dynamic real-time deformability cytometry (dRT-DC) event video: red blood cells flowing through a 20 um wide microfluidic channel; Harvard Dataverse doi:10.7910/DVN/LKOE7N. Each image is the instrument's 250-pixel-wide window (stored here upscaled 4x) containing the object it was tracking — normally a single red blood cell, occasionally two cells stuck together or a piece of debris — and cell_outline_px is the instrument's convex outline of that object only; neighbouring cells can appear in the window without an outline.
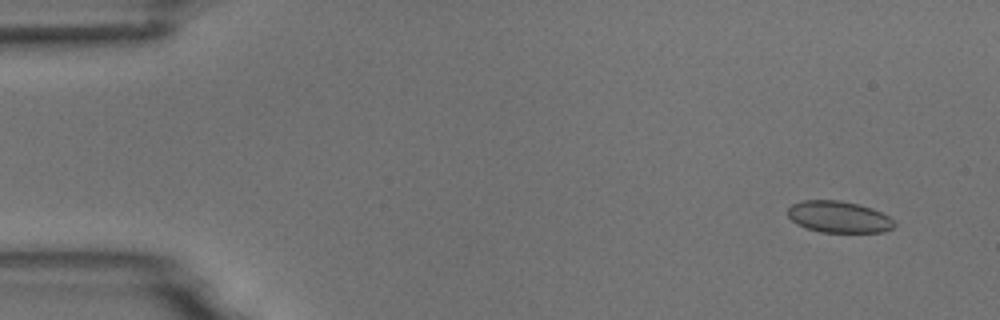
{"species": "common noctule bat (a hibernating species)", "species_latin": "Nyctalus noctula", "temperature_condition": "room temperature", "stored_images_in_passage": 9, "camera_frame_rate_fps": 3000, "um_per_image_px": 0.085, "animal": {"sex": "male", "body_mass_g": 18.8}, "frame": {"image": 1, "passage_image": 1, "time_ms": 0.0, "image_size_px": [1000, 320], "cell_outline_px": [[896, 224], [892, 228], [884, 232], [820, 232], [796, 224], [788, 216], [788, 208], [792, 204], [804, 200], [840, 200], [872, 208], [888, 216]], "centroid_in_image_um": [71.28, 18.44], "position_along_channel_um": 13.7, "area_um2": 19.48}}
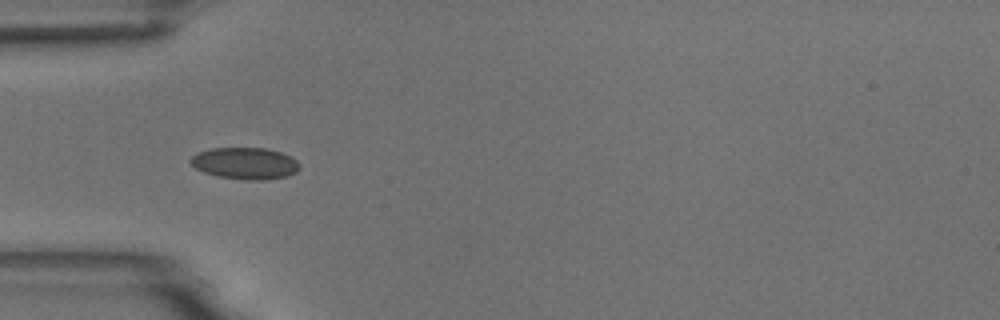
{"frame": {"image": 2, "passage_image": 4, "time_ms": 4.333, "image_size_px": [1000, 320], "cell_outline_px": [[300, 168], [296, 172], [288, 176], [264, 180], [248, 180], [216, 176], [204, 172], [196, 168], [188, 160], [196, 152], [212, 148], [264, 148], [280, 152], [296, 160], [300, 164]], "centroid_in_image_um": [20.82, 13.88], "position_along_channel_um": 64.2, "area_um2": 20.17}}
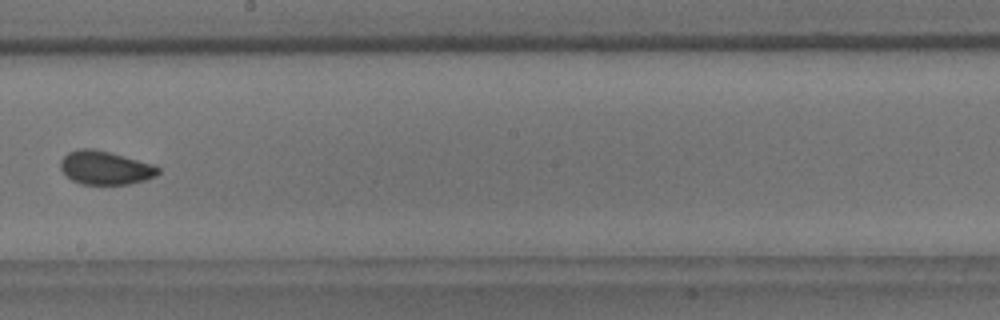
{"frame": {"image": 3, "passage_image": 8, "time_ms": 9.0, "image_size_px": [1000, 320], "cell_outline_px": [[160, 172], [156, 176], [144, 180], [128, 184], [80, 184], [72, 180], [60, 168], [60, 160], [68, 152], [80, 148], [92, 148], [156, 164], [160, 168]], "centroid_in_image_um": [8.97, 14.26], "position_along_channel_um": 239.2, "area_um2": 19.13}}